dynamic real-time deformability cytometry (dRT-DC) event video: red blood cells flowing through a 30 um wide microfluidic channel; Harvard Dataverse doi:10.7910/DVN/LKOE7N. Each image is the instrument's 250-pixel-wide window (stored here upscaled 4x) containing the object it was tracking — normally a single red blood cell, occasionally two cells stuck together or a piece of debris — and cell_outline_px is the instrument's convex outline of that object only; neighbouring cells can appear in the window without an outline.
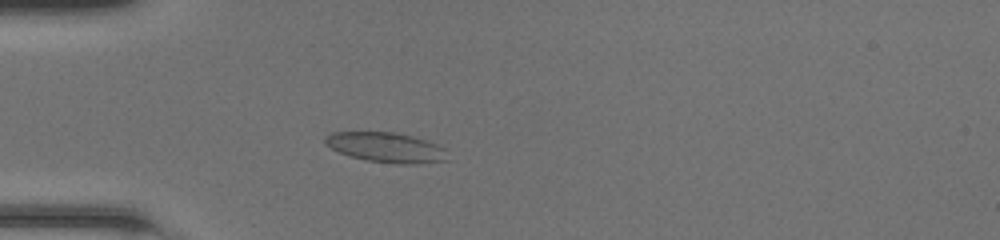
{"species": "common noctule bat (a hibernating species)", "species_latin": "Nyctalus noctula", "temperature_condition": "room temperature", "stored_images_in_passage": 45, "camera_frame_rate_fps": 3000, "um_per_image_px": 0.085, "animal": {"sex": "female", "body_mass_g": 20.0, "forearm_length_mm": 54.0}, "frame": {"image": 1, "passage_image": 11, "time_ms": 3.333, "image_size_px": [1000, 240], "cell_outline_px": [[448, 160], [416, 164], [400, 164], [368, 160], [352, 156], [340, 152], [324, 144], [324, 136], [332, 132], [396, 132], [412, 136], [436, 144], [444, 148]], "centroid_in_image_um": [32.81, 12.52], "position_along_channel_um": 52.2, "area_um2": 21.15}}
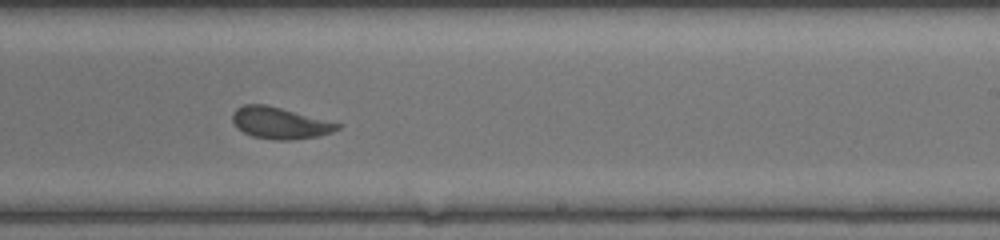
{"frame": {"image": 2, "passage_image": 27, "time_ms": 8.667, "image_size_px": [1000, 240], "cell_outline_px": [[344, 124], [340, 128], [332, 132], [320, 136], [292, 140], [276, 140], [252, 136], [236, 128], [232, 120], [232, 112], [236, 108], [244, 104], [264, 104]], "centroid_in_image_um": [23.79, 10.46], "position_along_channel_um": 265.2, "area_um2": 19.42}}
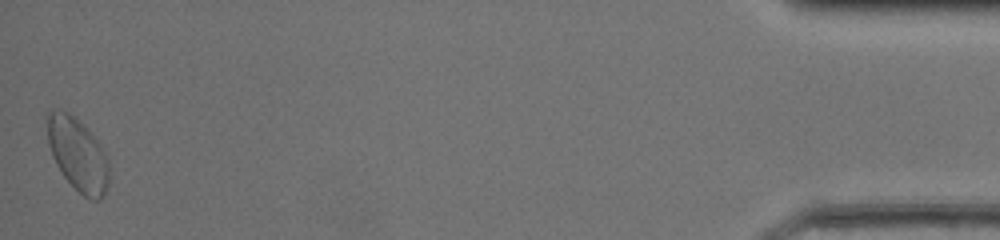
{"frame": {"image": 3, "passage_image": 45, "time_ms": 14.667, "image_size_px": [1000, 240], "cell_outline_px": [[108, 184], [104, 196], [100, 200], [92, 200], [84, 196], [64, 176], [56, 164], [52, 156], [48, 144], [44, 116], [48, 112], [56, 108], [60, 108], [76, 116], [100, 144], [108, 156]], "centroid_in_image_um": [6.58, 13.06], "position_along_channel_um": 428.6, "area_um2": 26.7}, "authors_computed_cell_mechanics": {"area_um2": 19.8832, "velocity_mm_per_s": 4.2461, "shape_relaxation_time_tau1_ms": 3.3195, "shape_relaxation_time_tau2_ms": 1.1038, "deformation_change_tau1": 0.0987, "deformation_change_tau2": 0.0587}}